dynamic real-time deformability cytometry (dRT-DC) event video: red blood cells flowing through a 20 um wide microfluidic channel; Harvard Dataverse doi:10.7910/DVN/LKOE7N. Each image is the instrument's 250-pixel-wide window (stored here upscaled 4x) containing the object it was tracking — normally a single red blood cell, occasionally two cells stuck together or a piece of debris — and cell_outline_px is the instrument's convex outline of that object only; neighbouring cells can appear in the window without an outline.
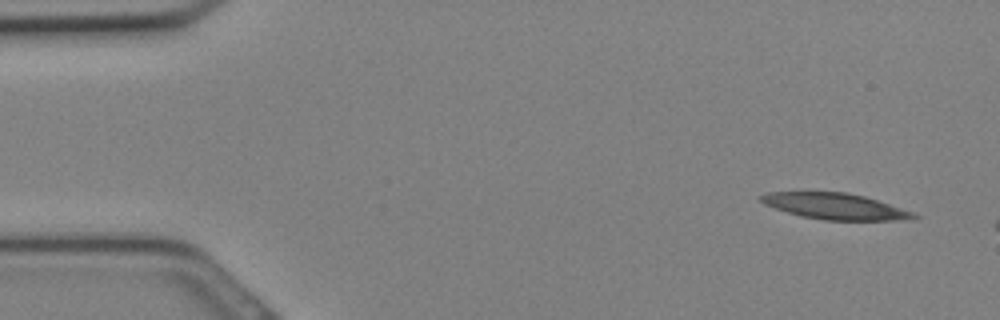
{"species": "Egyptian fruit bat (a non-hibernating species)", "species_latin": "Rousettus aegyptiacus", "temperature_condition": "cold", "stored_images_in_passage": 5, "camera_frame_rate_fps": 3000, "um_per_image_px": 0.085, "animal": {"sex": "female"}, "frame": {"image": 1, "passage_image": 1, "time_ms": 0.0, "image_size_px": [1000, 320], "cell_outline_px": [[920, 216], [892, 220], [824, 220], [800, 216], [764, 204], [760, 200], [760, 196], [768, 192], [848, 192], [864, 196], [916, 212]], "centroid_in_image_um": [70.98, 17.53], "position_along_channel_um": 14.0, "area_um2": 23.0}}